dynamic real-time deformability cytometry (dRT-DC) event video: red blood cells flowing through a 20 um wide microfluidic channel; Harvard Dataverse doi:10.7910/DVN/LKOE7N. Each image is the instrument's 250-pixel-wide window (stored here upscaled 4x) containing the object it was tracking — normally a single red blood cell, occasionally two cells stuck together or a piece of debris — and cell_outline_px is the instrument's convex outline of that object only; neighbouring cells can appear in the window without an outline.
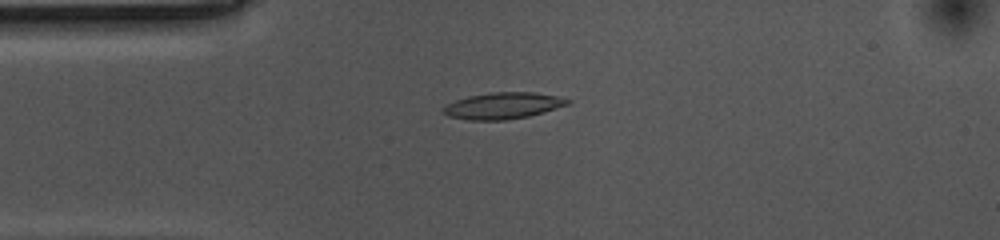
{"species": "common noctule bat (a hibernating species)", "species_latin": "Nyctalus noctula", "temperature_condition": "cold", "stored_images_in_passage": 55, "camera_frame_rate_fps": 3000, "um_per_image_px": 0.085, "animal": {"sex": "female", "body_mass_g": 10.0, "forearm_length_mm": 53.1}, "frame": {"image": 1, "passage_image": 12, "time_ms": 3.667, "image_size_px": [1000, 240], "cell_outline_px": [[572, 100], [568, 104], [544, 112], [528, 116], [504, 120], [468, 120], [448, 116], [440, 108], [456, 100], [468, 96], [488, 92], [532, 92], [556, 96]], "centroid_in_image_um": [42.72, 8.98], "position_along_channel_um": 42.3, "area_um2": 19.07}}
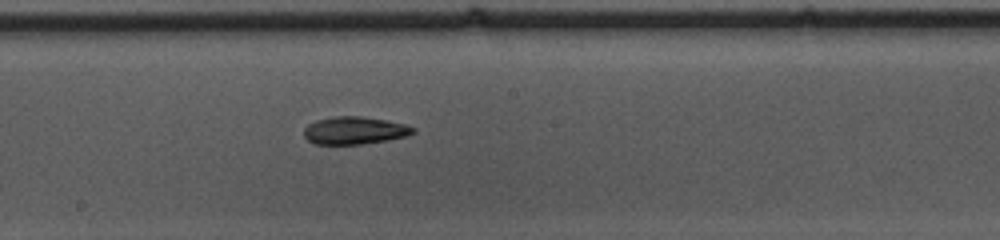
{"frame": {"image": 2, "passage_image": 28, "time_ms": 9.0, "image_size_px": [1000, 240], "cell_outline_px": [[416, 132], [408, 136], [388, 140], [360, 144], [316, 144], [308, 140], [304, 136], [304, 128], [308, 124], [316, 120], [336, 116], [364, 116], [404, 124], [416, 128]], "centroid_in_image_um": [30.15, 11.09], "position_along_channel_um": 218.0, "area_um2": 17.57}}
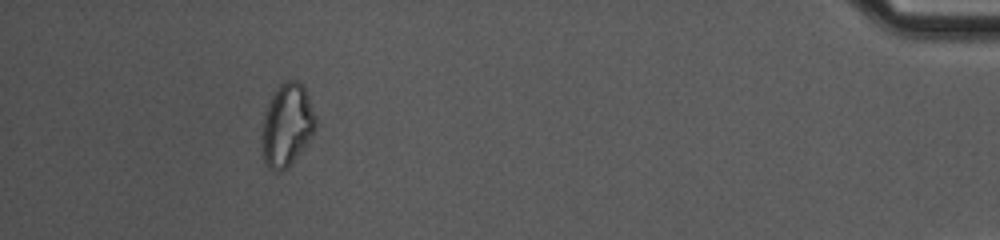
{"frame": {"image": 3, "passage_image": 50, "time_ms": 16.333, "image_size_px": [1000, 240], "cell_outline_px": [[316, 128], [312, 136], [288, 168], [280, 172], [268, 168], [264, 164], [260, 136], [264, 112], [276, 88], [284, 80], [296, 80], [304, 88], [308, 96], [316, 116]], "centroid_in_image_um": [24.36, 10.66], "position_along_channel_um": 410.8, "area_um2": 26.18}}